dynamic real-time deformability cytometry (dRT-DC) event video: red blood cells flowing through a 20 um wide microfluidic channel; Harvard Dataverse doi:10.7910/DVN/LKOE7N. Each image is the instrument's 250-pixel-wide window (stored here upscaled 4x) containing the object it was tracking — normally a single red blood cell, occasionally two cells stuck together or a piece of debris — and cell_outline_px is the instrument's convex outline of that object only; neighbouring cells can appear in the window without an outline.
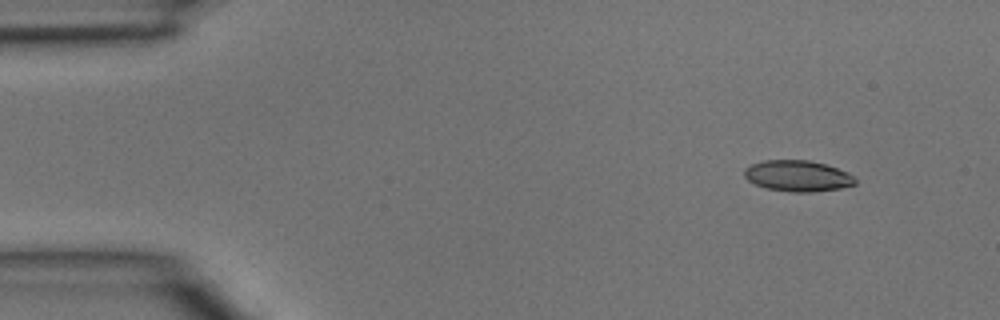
{"species": "common noctule bat (a hibernating species)", "species_latin": "Nyctalus noctula", "temperature_condition": "room temperature", "stored_images_in_passage": 41, "camera_frame_rate_fps": 3000, "um_per_image_px": 0.085, "animal": {"sex": "male", "body_mass_g": 15.6}, "frame": {"image": 1, "passage_image": 1, "time_ms": 0.0, "image_size_px": [1000, 320], "cell_outline_px": [[856, 184], [840, 188], [812, 192], [792, 192], [764, 188], [748, 180], [744, 176], [744, 168], [752, 164], [764, 160], [808, 160], [824, 164], [848, 172], [856, 180]], "centroid_in_image_um": [67.78, 14.95], "position_along_channel_um": 17.2, "area_um2": 20.0}}
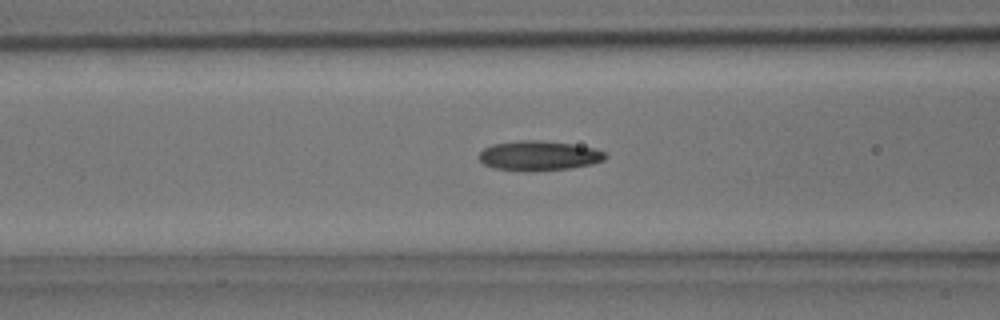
{"frame": {"image": 2, "passage_image": 14, "time_ms": 4.333, "image_size_px": [1000, 320], "cell_outline_px": [[608, 156], [604, 160], [592, 164], [568, 168], [524, 172], [496, 168], [484, 164], [480, 160], [480, 152], [484, 148], [492, 144], [520, 140], [540, 140], [572, 144], [596, 148], [604, 152]], "centroid_in_image_um": [45.82, 13.23], "position_along_channel_um": 120.8, "area_um2": 21.91}}
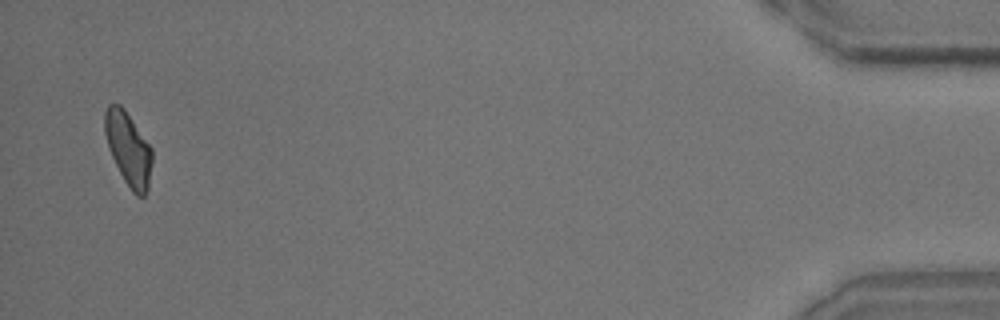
{"frame": {"image": 3, "passage_image": 40, "time_ms": 13.0, "image_size_px": [1000, 320], "cell_outline_px": [[152, 160], [148, 188], [144, 196], [136, 196], [132, 192], [124, 180], [108, 148], [104, 132], [104, 112], [108, 104], [120, 104], [124, 108], [152, 148]], "centroid_in_image_um": [10.9, 12.63], "position_along_channel_um": 424.3, "area_um2": 20.17}}